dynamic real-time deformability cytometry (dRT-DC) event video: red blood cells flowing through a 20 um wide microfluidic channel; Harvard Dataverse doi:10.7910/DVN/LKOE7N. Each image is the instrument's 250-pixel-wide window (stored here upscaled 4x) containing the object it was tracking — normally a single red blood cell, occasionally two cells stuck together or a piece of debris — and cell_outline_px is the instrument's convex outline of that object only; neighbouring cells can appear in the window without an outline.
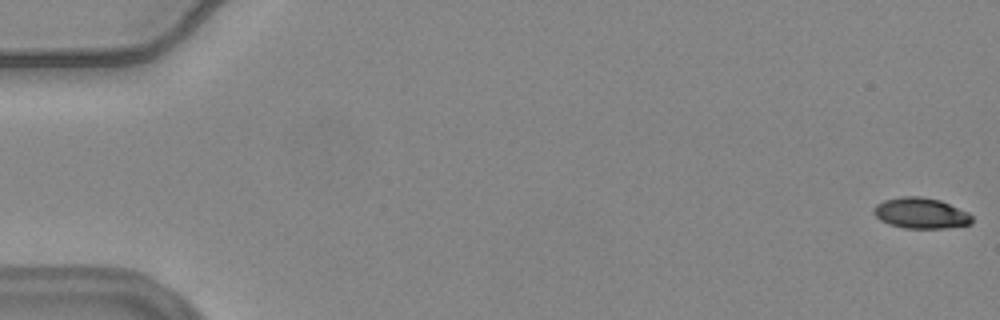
{"species": "common noctule bat (a hibernating species)", "species_latin": "Nyctalus noctula", "temperature_condition": "warm", "stored_images_in_passage": 11, "camera_frame_rate_fps": 3000, "um_per_image_px": 0.085, "animal": {"sex": "female", "body_mass_g": 24.6, "forearm_length_mm": 56.2}, "frame": {"image": 1, "passage_image": 1, "time_ms": 0.0, "image_size_px": [1000, 320], "cell_outline_px": [[972, 224], [944, 228], [904, 228], [888, 224], [880, 220], [872, 212], [876, 204], [884, 200], [904, 196], [920, 196], [940, 200], [968, 212], [972, 216]], "centroid_in_image_um": [78.26, 18.12], "position_along_channel_um": 6.7, "area_um2": 17.63}}